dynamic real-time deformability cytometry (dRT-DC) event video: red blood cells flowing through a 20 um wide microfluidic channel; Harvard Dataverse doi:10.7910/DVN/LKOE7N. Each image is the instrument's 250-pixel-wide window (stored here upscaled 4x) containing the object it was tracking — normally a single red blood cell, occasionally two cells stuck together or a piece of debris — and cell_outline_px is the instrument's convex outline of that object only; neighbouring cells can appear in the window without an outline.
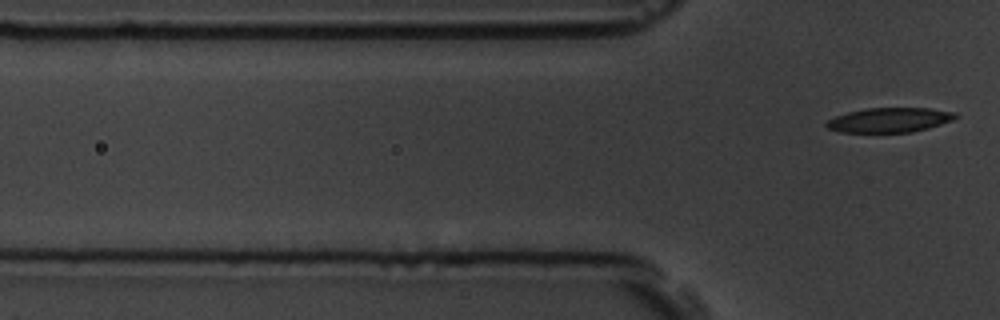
{"species": "common noctule bat (a hibernating species)", "species_latin": "Nyctalus noctula", "temperature_condition": "room temperature", "stored_images_in_passage": 2, "camera_frame_rate_fps": 3000, "um_per_image_px": 0.085, "animal": {"sex": "male", "body_mass_g": 19.5, "forearm_length_mm": 54.6}, "frame": {"image": 1, "passage_image": 2, "time_ms": 2.0, "image_size_px": [1000, 320], "cell_outline_px": [[960, 116], [952, 120], [928, 128], [912, 132], [840, 132], [828, 128], [824, 124], [828, 120], [836, 116], [848, 112], [868, 108], [928, 108], [956, 112]], "centroid_in_image_um": [75.63, 10.2], "position_along_channel_um": 50.2, "area_um2": 18.44}}